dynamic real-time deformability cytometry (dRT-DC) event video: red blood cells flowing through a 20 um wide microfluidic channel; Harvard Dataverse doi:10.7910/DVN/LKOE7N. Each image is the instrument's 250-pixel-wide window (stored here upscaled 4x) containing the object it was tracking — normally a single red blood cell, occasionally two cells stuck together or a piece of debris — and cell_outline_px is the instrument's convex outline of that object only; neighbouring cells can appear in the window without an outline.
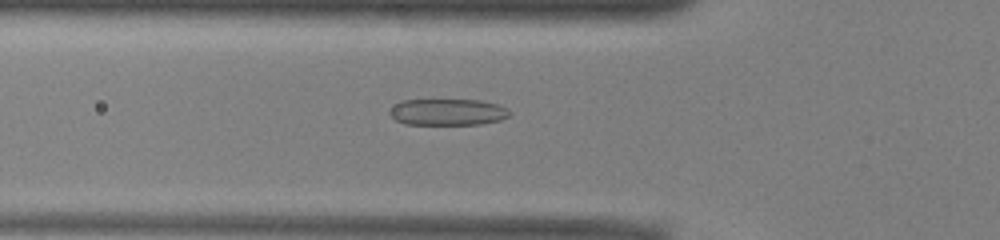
{"species": "common noctule bat (a hibernating species)", "species_latin": "Nyctalus noctula", "temperature_condition": "warm", "stored_images_in_passage": 49, "camera_frame_rate_fps": 3000, "um_per_image_px": 0.085, "animal": {"sex": "male", "body_mass_g": 13.0, "forearm_length_mm": 53.1}, "frame": {"image": 1, "passage_image": 15, "time_ms": 4.667, "image_size_px": [1000, 240], "cell_outline_px": [[512, 112], [508, 116], [500, 120], [480, 124], [404, 124], [396, 120], [388, 112], [400, 100], [480, 100], [500, 104], [508, 108]], "centroid_in_image_um": [38.09, 9.52], "position_along_channel_um": 87.7, "area_um2": 18.55}}
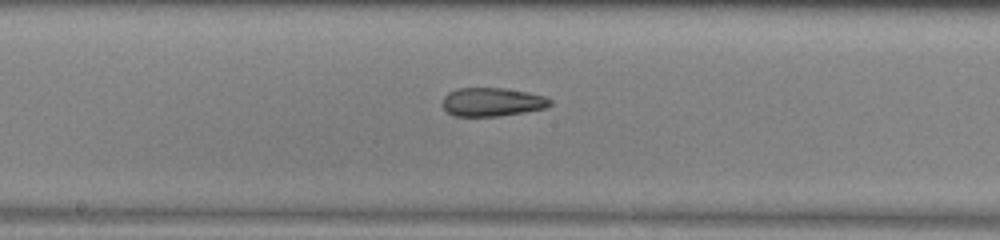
{"frame": {"image": 2, "passage_image": 24, "time_ms": 7.667, "image_size_px": [1000, 240], "cell_outline_px": [[552, 104], [548, 108], [500, 116], [452, 116], [440, 104], [444, 96], [448, 92], [456, 88], [504, 88], [528, 92], [544, 96], [552, 100]], "centroid_in_image_um": [41.82, 8.67], "position_along_channel_um": 206.4, "area_um2": 18.21}}
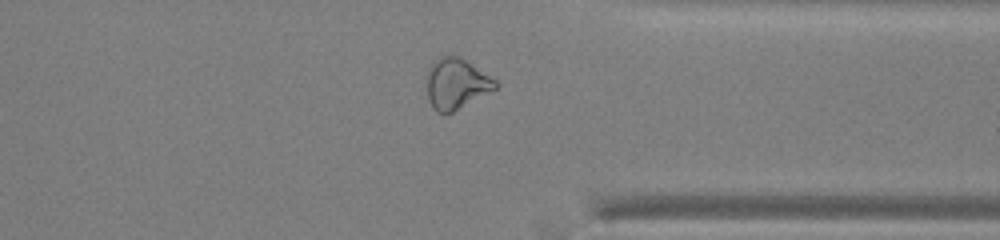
{"frame": {"image": 3, "passage_image": 37, "time_ms": 12.0, "image_size_px": [1000, 240], "cell_outline_px": [[500, 84], [496, 88], [452, 112], [436, 112], [432, 108], [428, 100], [424, 76], [428, 68], [440, 56], [460, 56], [496, 80]], "centroid_in_image_um": [38.73, 7.1], "position_along_channel_um": 372.7, "area_um2": 20.35}, "authors_computed_cell_mechanics": {"area_um2": 20.808, "velocity_mm_per_s": 3.9404, "shape_relaxation_time_tau1_ms": null, "shape_relaxation_time_tau2_ms": 2.551, "deformation_change_tau1": null, "deformation_change_tau2": 0.1033}}